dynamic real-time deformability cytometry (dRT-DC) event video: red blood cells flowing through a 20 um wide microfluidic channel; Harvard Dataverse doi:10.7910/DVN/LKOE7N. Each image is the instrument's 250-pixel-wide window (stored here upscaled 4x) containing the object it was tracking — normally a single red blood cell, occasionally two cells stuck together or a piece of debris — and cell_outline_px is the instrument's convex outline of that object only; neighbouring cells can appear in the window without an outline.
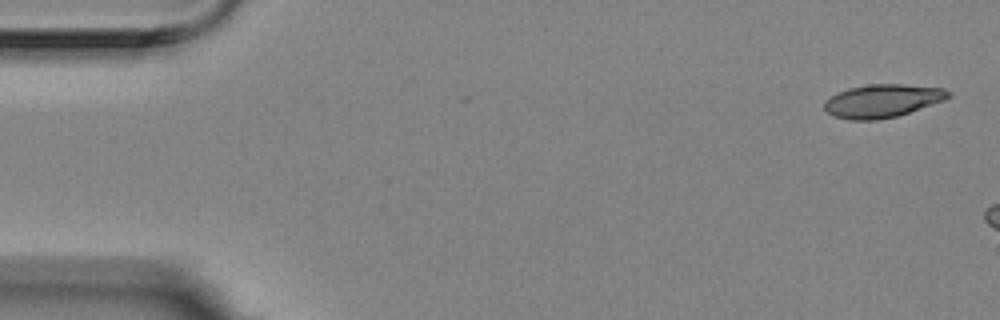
{"species": "Egyptian fruit bat (a non-hibernating species)", "species_latin": "Rousettus aegyptiacus", "temperature_condition": "room temperature", "stored_images_in_passage": 3, "camera_frame_rate_fps": 3000, "um_per_image_px": 0.085, "animal": {"sex": "female"}, "frame": {"image": 1, "passage_image": 1, "time_ms": 0.0, "image_size_px": [1000, 320], "cell_outline_px": [[952, 96], [944, 100], [896, 116], [876, 120], [848, 120], [832, 116], [824, 108], [824, 100], [848, 88], [868, 84], [904, 84], [944, 88], [952, 92]], "centroid_in_image_um": [75.0, 8.57], "position_along_channel_um": 10.0, "area_um2": 23.93}}